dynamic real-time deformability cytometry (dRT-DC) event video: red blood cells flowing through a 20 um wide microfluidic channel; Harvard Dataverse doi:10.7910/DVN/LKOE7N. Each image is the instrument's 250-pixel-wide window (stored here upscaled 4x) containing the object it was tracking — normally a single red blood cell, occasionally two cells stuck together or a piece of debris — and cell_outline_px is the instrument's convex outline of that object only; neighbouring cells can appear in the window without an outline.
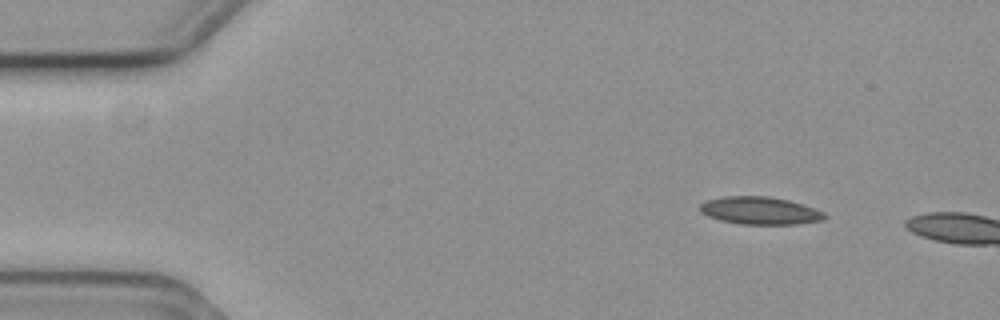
{"species": "common noctule bat (a hibernating species)", "species_latin": "Nyctalus noctula", "temperature_condition": "cold", "stored_images_in_passage": 2, "camera_frame_rate_fps": 3000, "um_per_image_px": 0.085, "animal": {"sex": "female", "body_mass_g": 19.3, "forearm_length_mm": 54.1}, "frame": {"image": 1, "passage_image": 1, "time_ms": 0.0, "image_size_px": [1000, 320], "cell_outline_px": [[828, 216], [824, 220], [796, 224], [740, 224], [720, 220], [708, 216], [700, 212], [700, 204], [704, 200], [724, 196], [768, 196], [788, 200], [804, 204], [824, 212]], "centroid_in_image_um": [64.6, 17.9], "position_along_channel_um": 20.4, "area_um2": 20.23}}